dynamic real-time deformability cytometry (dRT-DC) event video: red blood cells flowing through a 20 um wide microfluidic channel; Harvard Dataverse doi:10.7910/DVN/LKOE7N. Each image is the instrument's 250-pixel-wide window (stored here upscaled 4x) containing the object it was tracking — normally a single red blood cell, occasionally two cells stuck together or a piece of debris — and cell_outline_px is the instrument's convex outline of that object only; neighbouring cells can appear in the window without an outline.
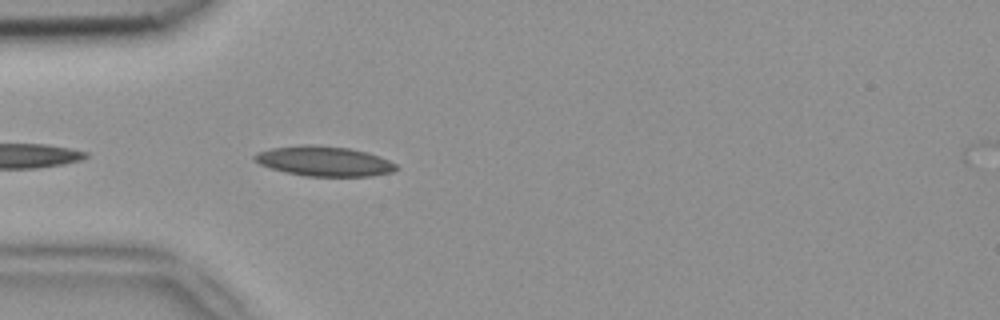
{"species": "common noctule bat (a hibernating species)", "species_latin": "Nyctalus noctula", "temperature_condition": "room temperature", "stored_images_in_passage": 3, "camera_frame_rate_fps": 3000, "um_per_image_px": 0.085, "animal": {"sex": "female", "body_mass_g": 18.4}, "frame": {"image": 1, "passage_image": 2, "time_ms": 0.333, "image_size_px": [1000, 320], "cell_outline_px": [[400, 168], [392, 172], [372, 176], [308, 176], [288, 172], [272, 168], [260, 164], [252, 160], [252, 156], [256, 152], [272, 148], [304, 144], [312, 144], [348, 148], [368, 152], [380, 156], [396, 164]], "centroid_in_image_um": [27.56, 13.69], "position_along_channel_um": 57.4, "area_um2": 24.74}}